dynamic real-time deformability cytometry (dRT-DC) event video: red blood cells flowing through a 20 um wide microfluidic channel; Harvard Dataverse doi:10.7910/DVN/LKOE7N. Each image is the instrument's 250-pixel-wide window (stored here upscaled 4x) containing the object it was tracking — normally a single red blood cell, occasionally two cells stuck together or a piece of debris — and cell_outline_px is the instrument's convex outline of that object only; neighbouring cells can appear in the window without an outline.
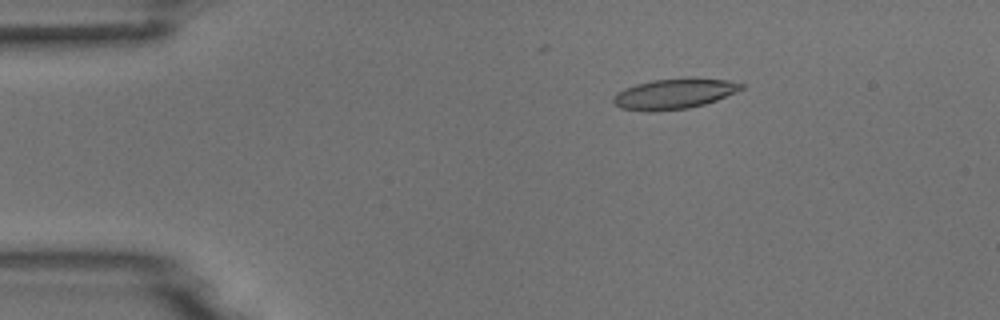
{"species": "common noctule bat (a hibernating species)", "species_latin": "Nyctalus noctula", "temperature_condition": "room temperature", "stored_images_in_passage": 5, "camera_frame_rate_fps": 3000, "um_per_image_px": 0.085, "animal": {"sex": "male", "body_mass_g": 18.8}, "frame": {"image": 1, "passage_image": 2, "time_ms": 1.333, "image_size_px": [1000, 320], "cell_outline_px": [[744, 88], [716, 100], [704, 104], [688, 108], [648, 112], [620, 108], [612, 100], [616, 92], [624, 88], [636, 84], [652, 80], [688, 76], [692, 76], [728, 80], [744, 84]], "centroid_in_image_um": [57.3, 7.94], "position_along_channel_um": 27.7, "area_um2": 23.0}}
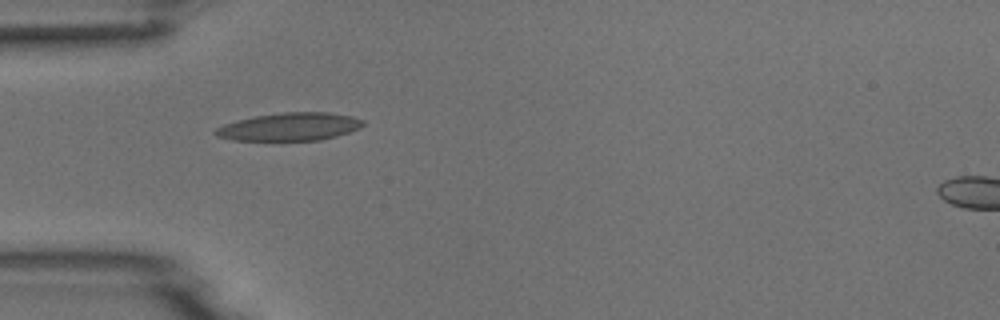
{"frame": {"image": 2, "passage_image": 4, "time_ms": 3.667, "image_size_px": [1000, 320], "cell_outline_px": [[364, 124], [360, 128], [336, 136], [320, 140], [232, 140], [216, 136], [212, 132], [216, 128], [224, 124], [236, 120], [256, 116], [284, 112], [328, 112], [352, 116], [364, 120]], "centroid_in_image_um": [24.61, 10.77], "position_along_channel_um": 60.4, "area_um2": 23.99}}